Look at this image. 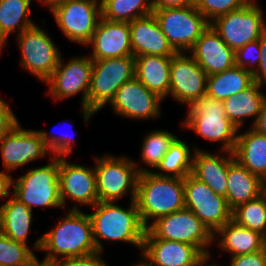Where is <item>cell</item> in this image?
I'll return each instance as SVG.
<instances>
[{
	"label": "cell",
	"mask_w": 266,
	"mask_h": 266,
	"mask_svg": "<svg viewBox=\"0 0 266 266\" xmlns=\"http://www.w3.org/2000/svg\"><path fill=\"white\" fill-rule=\"evenodd\" d=\"M69 209L55 228L35 240L33 248L47 252L45 258L38 261L40 265L49 266L60 258L81 257L98 252L89 214L82 212L77 205Z\"/></svg>",
	"instance_id": "obj_1"
},
{
	"label": "cell",
	"mask_w": 266,
	"mask_h": 266,
	"mask_svg": "<svg viewBox=\"0 0 266 266\" xmlns=\"http://www.w3.org/2000/svg\"><path fill=\"white\" fill-rule=\"evenodd\" d=\"M89 213L93 239L98 252H103L101 239L131 243L142 250L146 227L142 224L135 200L128 208L115 202H97Z\"/></svg>",
	"instance_id": "obj_2"
},
{
	"label": "cell",
	"mask_w": 266,
	"mask_h": 266,
	"mask_svg": "<svg viewBox=\"0 0 266 266\" xmlns=\"http://www.w3.org/2000/svg\"><path fill=\"white\" fill-rule=\"evenodd\" d=\"M135 202L142 224L147 228L150 219L171 214L185 208L184 179L159 176L153 171L139 174Z\"/></svg>",
	"instance_id": "obj_3"
},
{
	"label": "cell",
	"mask_w": 266,
	"mask_h": 266,
	"mask_svg": "<svg viewBox=\"0 0 266 266\" xmlns=\"http://www.w3.org/2000/svg\"><path fill=\"white\" fill-rule=\"evenodd\" d=\"M210 142H220L221 151L234 152L238 129L227 117L223 101L203 95L188 107L187 117L181 124Z\"/></svg>",
	"instance_id": "obj_4"
},
{
	"label": "cell",
	"mask_w": 266,
	"mask_h": 266,
	"mask_svg": "<svg viewBox=\"0 0 266 266\" xmlns=\"http://www.w3.org/2000/svg\"><path fill=\"white\" fill-rule=\"evenodd\" d=\"M98 202H118L127 193L135 200L139 174L152 171L124 156L104 155L95 158ZM138 166V167H137Z\"/></svg>",
	"instance_id": "obj_5"
},
{
	"label": "cell",
	"mask_w": 266,
	"mask_h": 266,
	"mask_svg": "<svg viewBox=\"0 0 266 266\" xmlns=\"http://www.w3.org/2000/svg\"><path fill=\"white\" fill-rule=\"evenodd\" d=\"M49 163L13 180L12 196L33 210L37 207H62L59 187L60 157L50 156Z\"/></svg>",
	"instance_id": "obj_6"
},
{
	"label": "cell",
	"mask_w": 266,
	"mask_h": 266,
	"mask_svg": "<svg viewBox=\"0 0 266 266\" xmlns=\"http://www.w3.org/2000/svg\"><path fill=\"white\" fill-rule=\"evenodd\" d=\"M144 238H159L196 246L211 259L208 247L214 242L213 233L189 209L161 216L146 228Z\"/></svg>",
	"instance_id": "obj_7"
},
{
	"label": "cell",
	"mask_w": 266,
	"mask_h": 266,
	"mask_svg": "<svg viewBox=\"0 0 266 266\" xmlns=\"http://www.w3.org/2000/svg\"><path fill=\"white\" fill-rule=\"evenodd\" d=\"M135 77V57L93 60L88 109L97 113L114 98L116 91Z\"/></svg>",
	"instance_id": "obj_8"
},
{
	"label": "cell",
	"mask_w": 266,
	"mask_h": 266,
	"mask_svg": "<svg viewBox=\"0 0 266 266\" xmlns=\"http://www.w3.org/2000/svg\"><path fill=\"white\" fill-rule=\"evenodd\" d=\"M62 57L51 76L44 82L48 86V94L56 100H64L80 94L83 119L87 123L95 112L88 109V92L91 82L93 60L90 56L74 57L62 63Z\"/></svg>",
	"instance_id": "obj_9"
},
{
	"label": "cell",
	"mask_w": 266,
	"mask_h": 266,
	"mask_svg": "<svg viewBox=\"0 0 266 266\" xmlns=\"http://www.w3.org/2000/svg\"><path fill=\"white\" fill-rule=\"evenodd\" d=\"M153 14L170 45L177 53L189 52L210 25L194 5L154 9Z\"/></svg>",
	"instance_id": "obj_10"
},
{
	"label": "cell",
	"mask_w": 266,
	"mask_h": 266,
	"mask_svg": "<svg viewBox=\"0 0 266 266\" xmlns=\"http://www.w3.org/2000/svg\"><path fill=\"white\" fill-rule=\"evenodd\" d=\"M266 19L261 7L250 0L242 8L230 11L210 23L221 39L234 51L266 32Z\"/></svg>",
	"instance_id": "obj_11"
},
{
	"label": "cell",
	"mask_w": 266,
	"mask_h": 266,
	"mask_svg": "<svg viewBox=\"0 0 266 266\" xmlns=\"http://www.w3.org/2000/svg\"><path fill=\"white\" fill-rule=\"evenodd\" d=\"M20 66L45 82L60 61V51L46 30L34 25L17 35Z\"/></svg>",
	"instance_id": "obj_12"
},
{
	"label": "cell",
	"mask_w": 266,
	"mask_h": 266,
	"mask_svg": "<svg viewBox=\"0 0 266 266\" xmlns=\"http://www.w3.org/2000/svg\"><path fill=\"white\" fill-rule=\"evenodd\" d=\"M184 203L213 234L232 220V209L226 198L192 174L184 178Z\"/></svg>",
	"instance_id": "obj_13"
},
{
	"label": "cell",
	"mask_w": 266,
	"mask_h": 266,
	"mask_svg": "<svg viewBox=\"0 0 266 266\" xmlns=\"http://www.w3.org/2000/svg\"><path fill=\"white\" fill-rule=\"evenodd\" d=\"M51 13L68 40L85 46L91 41L101 17V0H66Z\"/></svg>",
	"instance_id": "obj_14"
},
{
	"label": "cell",
	"mask_w": 266,
	"mask_h": 266,
	"mask_svg": "<svg viewBox=\"0 0 266 266\" xmlns=\"http://www.w3.org/2000/svg\"><path fill=\"white\" fill-rule=\"evenodd\" d=\"M0 150L9 173L51 153L39 130L21 128L19 122L0 138Z\"/></svg>",
	"instance_id": "obj_15"
},
{
	"label": "cell",
	"mask_w": 266,
	"mask_h": 266,
	"mask_svg": "<svg viewBox=\"0 0 266 266\" xmlns=\"http://www.w3.org/2000/svg\"><path fill=\"white\" fill-rule=\"evenodd\" d=\"M170 74L169 96L178 103L190 107L206 94L208 75L188 52L172 56Z\"/></svg>",
	"instance_id": "obj_16"
},
{
	"label": "cell",
	"mask_w": 266,
	"mask_h": 266,
	"mask_svg": "<svg viewBox=\"0 0 266 266\" xmlns=\"http://www.w3.org/2000/svg\"><path fill=\"white\" fill-rule=\"evenodd\" d=\"M161 101L162 98L134 77L116 91L109 105L117 115L144 120L161 116Z\"/></svg>",
	"instance_id": "obj_17"
},
{
	"label": "cell",
	"mask_w": 266,
	"mask_h": 266,
	"mask_svg": "<svg viewBox=\"0 0 266 266\" xmlns=\"http://www.w3.org/2000/svg\"><path fill=\"white\" fill-rule=\"evenodd\" d=\"M59 187L62 208L66 199L91 207L98 202L95 167L71 163L67 157H60Z\"/></svg>",
	"instance_id": "obj_18"
},
{
	"label": "cell",
	"mask_w": 266,
	"mask_h": 266,
	"mask_svg": "<svg viewBox=\"0 0 266 266\" xmlns=\"http://www.w3.org/2000/svg\"><path fill=\"white\" fill-rule=\"evenodd\" d=\"M143 266H202L208 259L196 246L178 241L144 238Z\"/></svg>",
	"instance_id": "obj_19"
},
{
	"label": "cell",
	"mask_w": 266,
	"mask_h": 266,
	"mask_svg": "<svg viewBox=\"0 0 266 266\" xmlns=\"http://www.w3.org/2000/svg\"><path fill=\"white\" fill-rule=\"evenodd\" d=\"M89 45L93 48L92 60L133 56L129 23L100 17Z\"/></svg>",
	"instance_id": "obj_20"
},
{
	"label": "cell",
	"mask_w": 266,
	"mask_h": 266,
	"mask_svg": "<svg viewBox=\"0 0 266 266\" xmlns=\"http://www.w3.org/2000/svg\"><path fill=\"white\" fill-rule=\"evenodd\" d=\"M189 55L208 76L235 66V51L221 39L211 25L197 39L189 50Z\"/></svg>",
	"instance_id": "obj_21"
},
{
	"label": "cell",
	"mask_w": 266,
	"mask_h": 266,
	"mask_svg": "<svg viewBox=\"0 0 266 266\" xmlns=\"http://www.w3.org/2000/svg\"><path fill=\"white\" fill-rule=\"evenodd\" d=\"M129 27L134 57L140 55L172 57L177 53L162 32L153 13L134 19L129 22Z\"/></svg>",
	"instance_id": "obj_22"
},
{
	"label": "cell",
	"mask_w": 266,
	"mask_h": 266,
	"mask_svg": "<svg viewBox=\"0 0 266 266\" xmlns=\"http://www.w3.org/2000/svg\"><path fill=\"white\" fill-rule=\"evenodd\" d=\"M193 152L191 174L201 182L206 183L216 194L226 197L229 161L234 154L222 151V154L216 153L214 155L204 152L198 147H195Z\"/></svg>",
	"instance_id": "obj_23"
},
{
	"label": "cell",
	"mask_w": 266,
	"mask_h": 266,
	"mask_svg": "<svg viewBox=\"0 0 266 266\" xmlns=\"http://www.w3.org/2000/svg\"><path fill=\"white\" fill-rule=\"evenodd\" d=\"M172 57L140 55L135 57V77L163 100L170 92Z\"/></svg>",
	"instance_id": "obj_24"
},
{
	"label": "cell",
	"mask_w": 266,
	"mask_h": 266,
	"mask_svg": "<svg viewBox=\"0 0 266 266\" xmlns=\"http://www.w3.org/2000/svg\"><path fill=\"white\" fill-rule=\"evenodd\" d=\"M214 241L219 236L218 247L231 254L232 257L252 254L266 247V238L258 232L247 229L234 220H230L214 234Z\"/></svg>",
	"instance_id": "obj_25"
},
{
	"label": "cell",
	"mask_w": 266,
	"mask_h": 266,
	"mask_svg": "<svg viewBox=\"0 0 266 266\" xmlns=\"http://www.w3.org/2000/svg\"><path fill=\"white\" fill-rule=\"evenodd\" d=\"M262 194V180L242 166L233 156L229 161L226 200L233 210Z\"/></svg>",
	"instance_id": "obj_26"
},
{
	"label": "cell",
	"mask_w": 266,
	"mask_h": 266,
	"mask_svg": "<svg viewBox=\"0 0 266 266\" xmlns=\"http://www.w3.org/2000/svg\"><path fill=\"white\" fill-rule=\"evenodd\" d=\"M234 157L242 166L261 180L266 176V135L252 127L238 132Z\"/></svg>",
	"instance_id": "obj_27"
},
{
	"label": "cell",
	"mask_w": 266,
	"mask_h": 266,
	"mask_svg": "<svg viewBox=\"0 0 266 266\" xmlns=\"http://www.w3.org/2000/svg\"><path fill=\"white\" fill-rule=\"evenodd\" d=\"M261 86L253 82L245 90L230 96L223 101L226 117L238 128L241 129L245 118H255L256 122L260 114L266 93L261 91Z\"/></svg>",
	"instance_id": "obj_28"
},
{
	"label": "cell",
	"mask_w": 266,
	"mask_h": 266,
	"mask_svg": "<svg viewBox=\"0 0 266 266\" xmlns=\"http://www.w3.org/2000/svg\"><path fill=\"white\" fill-rule=\"evenodd\" d=\"M33 211L13 196L0 205V232L27 245Z\"/></svg>",
	"instance_id": "obj_29"
},
{
	"label": "cell",
	"mask_w": 266,
	"mask_h": 266,
	"mask_svg": "<svg viewBox=\"0 0 266 266\" xmlns=\"http://www.w3.org/2000/svg\"><path fill=\"white\" fill-rule=\"evenodd\" d=\"M253 75L244 68L234 66L231 69L207 77L206 95L224 101L245 90L253 83Z\"/></svg>",
	"instance_id": "obj_30"
},
{
	"label": "cell",
	"mask_w": 266,
	"mask_h": 266,
	"mask_svg": "<svg viewBox=\"0 0 266 266\" xmlns=\"http://www.w3.org/2000/svg\"><path fill=\"white\" fill-rule=\"evenodd\" d=\"M30 3L31 0H0V52L14 30L19 35L36 25L29 17Z\"/></svg>",
	"instance_id": "obj_31"
},
{
	"label": "cell",
	"mask_w": 266,
	"mask_h": 266,
	"mask_svg": "<svg viewBox=\"0 0 266 266\" xmlns=\"http://www.w3.org/2000/svg\"><path fill=\"white\" fill-rule=\"evenodd\" d=\"M191 154L188 144L177 137L155 168L159 172L154 171L153 173L159 176L184 179L192 172L194 155Z\"/></svg>",
	"instance_id": "obj_32"
},
{
	"label": "cell",
	"mask_w": 266,
	"mask_h": 266,
	"mask_svg": "<svg viewBox=\"0 0 266 266\" xmlns=\"http://www.w3.org/2000/svg\"><path fill=\"white\" fill-rule=\"evenodd\" d=\"M153 10V0H101V17L109 21L129 23Z\"/></svg>",
	"instance_id": "obj_33"
},
{
	"label": "cell",
	"mask_w": 266,
	"mask_h": 266,
	"mask_svg": "<svg viewBox=\"0 0 266 266\" xmlns=\"http://www.w3.org/2000/svg\"><path fill=\"white\" fill-rule=\"evenodd\" d=\"M232 220L266 238V197L261 194L255 199L238 205L232 210Z\"/></svg>",
	"instance_id": "obj_34"
},
{
	"label": "cell",
	"mask_w": 266,
	"mask_h": 266,
	"mask_svg": "<svg viewBox=\"0 0 266 266\" xmlns=\"http://www.w3.org/2000/svg\"><path fill=\"white\" fill-rule=\"evenodd\" d=\"M176 138L175 134L165 130L157 129L147 133L140 154L142 162L156 168Z\"/></svg>",
	"instance_id": "obj_35"
},
{
	"label": "cell",
	"mask_w": 266,
	"mask_h": 266,
	"mask_svg": "<svg viewBox=\"0 0 266 266\" xmlns=\"http://www.w3.org/2000/svg\"><path fill=\"white\" fill-rule=\"evenodd\" d=\"M38 261L29 246L0 232V266H37Z\"/></svg>",
	"instance_id": "obj_36"
},
{
	"label": "cell",
	"mask_w": 266,
	"mask_h": 266,
	"mask_svg": "<svg viewBox=\"0 0 266 266\" xmlns=\"http://www.w3.org/2000/svg\"><path fill=\"white\" fill-rule=\"evenodd\" d=\"M250 0H194V6L209 23L230 11L242 8Z\"/></svg>",
	"instance_id": "obj_37"
},
{
	"label": "cell",
	"mask_w": 266,
	"mask_h": 266,
	"mask_svg": "<svg viewBox=\"0 0 266 266\" xmlns=\"http://www.w3.org/2000/svg\"><path fill=\"white\" fill-rule=\"evenodd\" d=\"M260 55L259 39L251 41L235 51V66L244 68L253 75L258 69Z\"/></svg>",
	"instance_id": "obj_38"
},
{
	"label": "cell",
	"mask_w": 266,
	"mask_h": 266,
	"mask_svg": "<svg viewBox=\"0 0 266 266\" xmlns=\"http://www.w3.org/2000/svg\"><path fill=\"white\" fill-rule=\"evenodd\" d=\"M42 139L44 140L46 146L51 152L50 155L56 157H68L69 154L73 152L74 139L70 137L69 134H53V132L47 133L44 130H39ZM52 134V135H51Z\"/></svg>",
	"instance_id": "obj_39"
},
{
	"label": "cell",
	"mask_w": 266,
	"mask_h": 266,
	"mask_svg": "<svg viewBox=\"0 0 266 266\" xmlns=\"http://www.w3.org/2000/svg\"><path fill=\"white\" fill-rule=\"evenodd\" d=\"M49 266H108V265L103 260L102 253L96 252L81 257L60 258L52 262Z\"/></svg>",
	"instance_id": "obj_40"
},
{
	"label": "cell",
	"mask_w": 266,
	"mask_h": 266,
	"mask_svg": "<svg viewBox=\"0 0 266 266\" xmlns=\"http://www.w3.org/2000/svg\"><path fill=\"white\" fill-rule=\"evenodd\" d=\"M230 266H266V247L252 254L231 257Z\"/></svg>",
	"instance_id": "obj_41"
},
{
	"label": "cell",
	"mask_w": 266,
	"mask_h": 266,
	"mask_svg": "<svg viewBox=\"0 0 266 266\" xmlns=\"http://www.w3.org/2000/svg\"><path fill=\"white\" fill-rule=\"evenodd\" d=\"M18 122L9 104L0 98V138Z\"/></svg>",
	"instance_id": "obj_42"
},
{
	"label": "cell",
	"mask_w": 266,
	"mask_h": 266,
	"mask_svg": "<svg viewBox=\"0 0 266 266\" xmlns=\"http://www.w3.org/2000/svg\"><path fill=\"white\" fill-rule=\"evenodd\" d=\"M260 45V62L258 69L253 74V81L258 83L261 87L266 86V32L259 39Z\"/></svg>",
	"instance_id": "obj_43"
},
{
	"label": "cell",
	"mask_w": 266,
	"mask_h": 266,
	"mask_svg": "<svg viewBox=\"0 0 266 266\" xmlns=\"http://www.w3.org/2000/svg\"><path fill=\"white\" fill-rule=\"evenodd\" d=\"M194 4V0H153V9L186 7Z\"/></svg>",
	"instance_id": "obj_44"
},
{
	"label": "cell",
	"mask_w": 266,
	"mask_h": 266,
	"mask_svg": "<svg viewBox=\"0 0 266 266\" xmlns=\"http://www.w3.org/2000/svg\"><path fill=\"white\" fill-rule=\"evenodd\" d=\"M13 180L9 172L0 171V199L7 198L11 194L9 190L13 188Z\"/></svg>",
	"instance_id": "obj_45"
},
{
	"label": "cell",
	"mask_w": 266,
	"mask_h": 266,
	"mask_svg": "<svg viewBox=\"0 0 266 266\" xmlns=\"http://www.w3.org/2000/svg\"><path fill=\"white\" fill-rule=\"evenodd\" d=\"M252 128L257 132L266 135V98L264 99L260 114Z\"/></svg>",
	"instance_id": "obj_46"
},
{
	"label": "cell",
	"mask_w": 266,
	"mask_h": 266,
	"mask_svg": "<svg viewBox=\"0 0 266 266\" xmlns=\"http://www.w3.org/2000/svg\"><path fill=\"white\" fill-rule=\"evenodd\" d=\"M40 3H43L44 6L49 7L50 11L57 5L64 3L66 0H38Z\"/></svg>",
	"instance_id": "obj_47"
},
{
	"label": "cell",
	"mask_w": 266,
	"mask_h": 266,
	"mask_svg": "<svg viewBox=\"0 0 266 266\" xmlns=\"http://www.w3.org/2000/svg\"><path fill=\"white\" fill-rule=\"evenodd\" d=\"M262 194L266 197V176L262 179Z\"/></svg>",
	"instance_id": "obj_48"
},
{
	"label": "cell",
	"mask_w": 266,
	"mask_h": 266,
	"mask_svg": "<svg viewBox=\"0 0 266 266\" xmlns=\"http://www.w3.org/2000/svg\"><path fill=\"white\" fill-rule=\"evenodd\" d=\"M210 261V259L208 258L203 264H202V266H219V265H217L216 263L215 264H209L208 262ZM208 264V265H207Z\"/></svg>",
	"instance_id": "obj_49"
},
{
	"label": "cell",
	"mask_w": 266,
	"mask_h": 266,
	"mask_svg": "<svg viewBox=\"0 0 266 266\" xmlns=\"http://www.w3.org/2000/svg\"><path fill=\"white\" fill-rule=\"evenodd\" d=\"M132 266H143L140 262H137V264H133Z\"/></svg>",
	"instance_id": "obj_50"
}]
</instances>
